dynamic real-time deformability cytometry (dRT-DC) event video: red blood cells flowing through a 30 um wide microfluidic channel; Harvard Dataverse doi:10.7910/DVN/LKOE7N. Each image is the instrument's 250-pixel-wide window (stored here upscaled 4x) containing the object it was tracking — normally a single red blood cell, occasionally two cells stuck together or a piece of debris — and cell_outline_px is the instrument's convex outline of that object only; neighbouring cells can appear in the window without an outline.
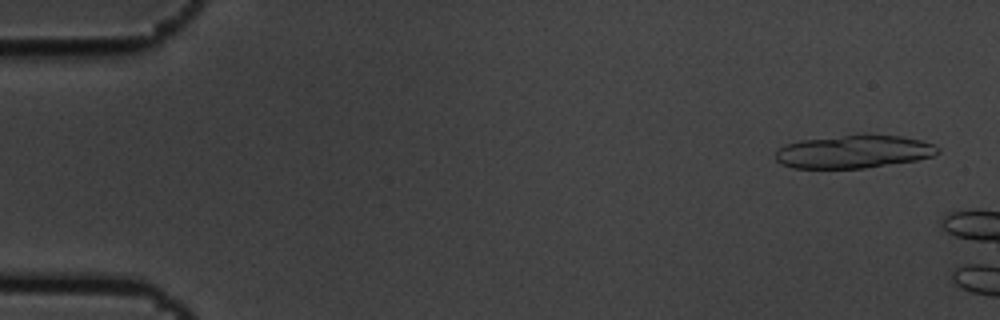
{"species": "common noctule bat (a hibernating species)", "species_latin": "Nyctalus noctula", "temperature_condition": "cold", "stored_images_in_passage": 3, "camera_frame_rate_fps": 3000, "um_per_image_px": 0.085, "animal": {"sex": "male", "body_mass_g": 19.5, "forearm_length_mm": 54.6}, "frame": {"image": 1, "passage_image": 1, "time_ms": 0.0, "image_size_px": [1000, 320], "cell_outline_px": [[940, 152], [932, 156], [916, 160], [864, 168], [792, 168], [780, 164], [776, 160], [776, 152], [784, 144], [800, 140], [856, 132], [868, 132], [900, 136], [920, 140], [932, 144], [940, 148]], "centroid_in_image_um": [72.55, 12.85], "position_along_channel_um": 12.5, "area_um2": 32.14}}